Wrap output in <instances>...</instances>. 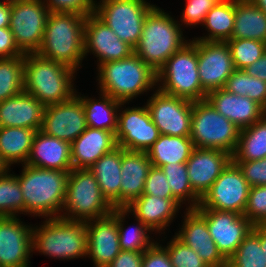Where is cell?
<instances>
[{"label":"cell","mask_w":266,"mask_h":267,"mask_svg":"<svg viewBox=\"0 0 266 267\" xmlns=\"http://www.w3.org/2000/svg\"><path fill=\"white\" fill-rule=\"evenodd\" d=\"M86 16L74 12H50L39 50L40 57L63 64L74 71L83 66Z\"/></svg>","instance_id":"cell-1"},{"label":"cell","mask_w":266,"mask_h":267,"mask_svg":"<svg viewBox=\"0 0 266 267\" xmlns=\"http://www.w3.org/2000/svg\"><path fill=\"white\" fill-rule=\"evenodd\" d=\"M17 178L24 197V215L61 217L69 173L23 164Z\"/></svg>","instance_id":"cell-2"},{"label":"cell","mask_w":266,"mask_h":267,"mask_svg":"<svg viewBox=\"0 0 266 267\" xmlns=\"http://www.w3.org/2000/svg\"><path fill=\"white\" fill-rule=\"evenodd\" d=\"M178 18L155 6L146 16L134 53L156 73L190 39L184 36Z\"/></svg>","instance_id":"cell-3"},{"label":"cell","mask_w":266,"mask_h":267,"mask_svg":"<svg viewBox=\"0 0 266 267\" xmlns=\"http://www.w3.org/2000/svg\"><path fill=\"white\" fill-rule=\"evenodd\" d=\"M97 68L99 91L115 100L132 102L157 88V74L135 53L130 57L103 63ZM146 92V93H145Z\"/></svg>","instance_id":"cell-4"},{"label":"cell","mask_w":266,"mask_h":267,"mask_svg":"<svg viewBox=\"0 0 266 267\" xmlns=\"http://www.w3.org/2000/svg\"><path fill=\"white\" fill-rule=\"evenodd\" d=\"M75 75L77 72L71 68L36 53L24 55V92L31 94L45 107L75 95Z\"/></svg>","instance_id":"cell-5"},{"label":"cell","mask_w":266,"mask_h":267,"mask_svg":"<svg viewBox=\"0 0 266 267\" xmlns=\"http://www.w3.org/2000/svg\"><path fill=\"white\" fill-rule=\"evenodd\" d=\"M36 252L55 260L86 259V222L44 218L39 226L33 225L32 253Z\"/></svg>","instance_id":"cell-6"},{"label":"cell","mask_w":266,"mask_h":267,"mask_svg":"<svg viewBox=\"0 0 266 267\" xmlns=\"http://www.w3.org/2000/svg\"><path fill=\"white\" fill-rule=\"evenodd\" d=\"M157 74V89L161 92L191 101L206 100L198 74L196 44L190 39L176 51Z\"/></svg>","instance_id":"cell-7"},{"label":"cell","mask_w":266,"mask_h":267,"mask_svg":"<svg viewBox=\"0 0 266 267\" xmlns=\"http://www.w3.org/2000/svg\"><path fill=\"white\" fill-rule=\"evenodd\" d=\"M113 209L89 169L70 171L61 214L63 219L87 222L105 217L112 213Z\"/></svg>","instance_id":"cell-8"},{"label":"cell","mask_w":266,"mask_h":267,"mask_svg":"<svg viewBox=\"0 0 266 267\" xmlns=\"http://www.w3.org/2000/svg\"><path fill=\"white\" fill-rule=\"evenodd\" d=\"M240 129L221 115L207 100L194 101L190 139L196 148H208L234 154Z\"/></svg>","instance_id":"cell-9"},{"label":"cell","mask_w":266,"mask_h":267,"mask_svg":"<svg viewBox=\"0 0 266 267\" xmlns=\"http://www.w3.org/2000/svg\"><path fill=\"white\" fill-rule=\"evenodd\" d=\"M155 6L156 4L147 0H96L94 14L121 41L135 48L139 43L145 18Z\"/></svg>","instance_id":"cell-10"},{"label":"cell","mask_w":266,"mask_h":267,"mask_svg":"<svg viewBox=\"0 0 266 267\" xmlns=\"http://www.w3.org/2000/svg\"><path fill=\"white\" fill-rule=\"evenodd\" d=\"M49 13L43 0H14L11 4L9 28L24 54L39 50Z\"/></svg>","instance_id":"cell-11"},{"label":"cell","mask_w":266,"mask_h":267,"mask_svg":"<svg viewBox=\"0 0 266 267\" xmlns=\"http://www.w3.org/2000/svg\"><path fill=\"white\" fill-rule=\"evenodd\" d=\"M251 186L231 161L203 196L196 209H213L244 214Z\"/></svg>","instance_id":"cell-12"},{"label":"cell","mask_w":266,"mask_h":267,"mask_svg":"<svg viewBox=\"0 0 266 267\" xmlns=\"http://www.w3.org/2000/svg\"><path fill=\"white\" fill-rule=\"evenodd\" d=\"M126 104L129 105V102H122L119 107L115 134L117 146L125 150L146 152L159 138V129L153 123L146 104L142 107H126Z\"/></svg>","instance_id":"cell-13"},{"label":"cell","mask_w":266,"mask_h":267,"mask_svg":"<svg viewBox=\"0 0 266 267\" xmlns=\"http://www.w3.org/2000/svg\"><path fill=\"white\" fill-rule=\"evenodd\" d=\"M152 92L145 104L160 134L190 137L194 101L165 94L157 88Z\"/></svg>","instance_id":"cell-14"},{"label":"cell","mask_w":266,"mask_h":267,"mask_svg":"<svg viewBox=\"0 0 266 267\" xmlns=\"http://www.w3.org/2000/svg\"><path fill=\"white\" fill-rule=\"evenodd\" d=\"M208 226L218 251L228 260L240 243L253 229V224L244 216L232 211L194 209Z\"/></svg>","instance_id":"cell-15"},{"label":"cell","mask_w":266,"mask_h":267,"mask_svg":"<svg viewBox=\"0 0 266 267\" xmlns=\"http://www.w3.org/2000/svg\"><path fill=\"white\" fill-rule=\"evenodd\" d=\"M191 40L196 44L198 74L204 91L208 94L224 88L228 77L236 70L228 44Z\"/></svg>","instance_id":"cell-16"},{"label":"cell","mask_w":266,"mask_h":267,"mask_svg":"<svg viewBox=\"0 0 266 267\" xmlns=\"http://www.w3.org/2000/svg\"><path fill=\"white\" fill-rule=\"evenodd\" d=\"M20 217H0V267H30L33 225Z\"/></svg>","instance_id":"cell-17"},{"label":"cell","mask_w":266,"mask_h":267,"mask_svg":"<svg viewBox=\"0 0 266 267\" xmlns=\"http://www.w3.org/2000/svg\"><path fill=\"white\" fill-rule=\"evenodd\" d=\"M87 127L84 106L75 94L66 101L45 107L40 131L71 144Z\"/></svg>","instance_id":"cell-18"},{"label":"cell","mask_w":266,"mask_h":267,"mask_svg":"<svg viewBox=\"0 0 266 267\" xmlns=\"http://www.w3.org/2000/svg\"><path fill=\"white\" fill-rule=\"evenodd\" d=\"M97 58V67L103 63L130 57L134 48L120 38L94 13L86 16L84 28V56Z\"/></svg>","instance_id":"cell-19"},{"label":"cell","mask_w":266,"mask_h":267,"mask_svg":"<svg viewBox=\"0 0 266 267\" xmlns=\"http://www.w3.org/2000/svg\"><path fill=\"white\" fill-rule=\"evenodd\" d=\"M87 229V257L93 267H107L120 253L117 208L109 215L89 220Z\"/></svg>","instance_id":"cell-20"},{"label":"cell","mask_w":266,"mask_h":267,"mask_svg":"<svg viewBox=\"0 0 266 267\" xmlns=\"http://www.w3.org/2000/svg\"><path fill=\"white\" fill-rule=\"evenodd\" d=\"M182 225L175 236L193 249L208 267H227V260L218 251L206 221L194 210L183 212Z\"/></svg>","instance_id":"cell-21"},{"label":"cell","mask_w":266,"mask_h":267,"mask_svg":"<svg viewBox=\"0 0 266 267\" xmlns=\"http://www.w3.org/2000/svg\"><path fill=\"white\" fill-rule=\"evenodd\" d=\"M231 161L232 156L225 151L195 147L186 161L193 192L202 199Z\"/></svg>","instance_id":"cell-22"},{"label":"cell","mask_w":266,"mask_h":267,"mask_svg":"<svg viewBox=\"0 0 266 267\" xmlns=\"http://www.w3.org/2000/svg\"><path fill=\"white\" fill-rule=\"evenodd\" d=\"M183 208L173 198H162L153 195L142 194L125 209L130 216L141 220L155 235H165L173 219L179 215V210Z\"/></svg>","instance_id":"cell-23"},{"label":"cell","mask_w":266,"mask_h":267,"mask_svg":"<svg viewBox=\"0 0 266 267\" xmlns=\"http://www.w3.org/2000/svg\"><path fill=\"white\" fill-rule=\"evenodd\" d=\"M206 100L240 130L266 115V110L247 96H238L221 88L207 94Z\"/></svg>","instance_id":"cell-24"},{"label":"cell","mask_w":266,"mask_h":267,"mask_svg":"<svg viewBox=\"0 0 266 267\" xmlns=\"http://www.w3.org/2000/svg\"><path fill=\"white\" fill-rule=\"evenodd\" d=\"M117 147L111 131L87 127L71 144L73 169H88L104 154Z\"/></svg>","instance_id":"cell-25"},{"label":"cell","mask_w":266,"mask_h":267,"mask_svg":"<svg viewBox=\"0 0 266 267\" xmlns=\"http://www.w3.org/2000/svg\"><path fill=\"white\" fill-rule=\"evenodd\" d=\"M151 166L147 152L130 151L121 147L120 208H126L143 194Z\"/></svg>","instance_id":"cell-26"},{"label":"cell","mask_w":266,"mask_h":267,"mask_svg":"<svg viewBox=\"0 0 266 267\" xmlns=\"http://www.w3.org/2000/svg\"><path fill=\"white\" fill-rule=\"evenodd\" d=\"M45 106L26 92L0 102V127L41 130Z\"/></svg>","instance_id":"cell-27"},{"label":"cell","mask_w":266,"mask_h":267,"mask_svg":"<svg viewBox=\"0 0 266 267\" xmlns=\"http://www.w3.org/2000/svg\"><path fill=\"white\" fill-rule=\"evenodd\" d=\"M26 164L41 169L70 172L73 169L70 143L39 130L35 133Z\"/></svg>","instance_id":"cell-28"},{"label":"cell","mask_w":266,"mask_h":267,"mask_svg":"<svg viewBox=\"0 0 266 267\" xmlns=\"http://www.w3.org/2000/svg\"><path fill=\"white\" fill-rule=\"evenodd\" d=\"M88 169L96 177L107 201L113 208H120L121 147L104 154Z\"/></svg>","instance_id":"cell-29"},{"label":"cell","mask_w":266,"mask_h":267,"mask_svg":"<svg viewBox=\"0 0 266 267\" xmlns=\"http://www.w3.org/2000/svg\"><path fill=\"white\" fill-rule=\"evenodd\" d=\"M37 130L0 127V162L5 168L26 164Z\"/></svg>","instance_id":"cell-30"},{"label":"cell","mask_w":266,"mask_h":267,"mask_svg":"<svg viewBox=\"0 0 266 267\" xmlns=\"http://www.w3.org/2000/svg\"><path fill=\"white\" fill-rule=\"evenodd\" d=\"M76 95L84 106L87 125L92 128L111 131L116 134L118 128V113L121 101L115 100L111 96L99 91L98 97H88L84 94ZM99 98V99H97Z\"/></svg>","instance_id":"cell-31"},{"label":"cell","mask_w":266,"mask_h":267,"mask_svg":"<svg viewBox=\"0 0 266 267\" xmlns=\"http://www.w3.org/2000/svg\"><path fill=\"white\" fill-rule=\"evenodd\" d=\"M231 39H252L266 43V14L249 0H235Z\"/></svg>","instance_id":"cell-32"},{"label":"cell","mask_w":266,"mask_h":267,"mask_svg":"<svg viewBox=\"0 0 266 267\" xmlns=\"http://www.w3.org/2000/svg\"><path fill=\"white\" fill-rule=\"evenodd\" d=\"M194 148L190 137L160 134L146 152L151 165L161 167L170 163H186Z\"/></svg>","instance_id":"cell-33"},{"label":"cell","mask_w":266,"mask_h":267,"mask_svg":"<svg viewBox=\"0 0 266 267\" xmlns=\"http://www.w3.org/2000/svg\"><path fill=\"white\" fill-rule=\"evenodd\" d=\"M235 22V0L217 3L206 15L202 25L208 33L193 39L209 42H227L232 38Z\"/></svg>","instance_id":"cell-34"},{"label":"cell","mask_w":266,"mask_h":267,"mask_svg":"<svg viewBox=\"0 0 266 267\" xmlns=\"http://www.w3.org/2000/svg\"><path fill=\"white\" fill-rule=\"evenodd\" d=\"M266 157V115L241 129L232 161H255Z\"/></svg>","instance_id":"cell-35"},{"label":"cell","mask_w":266,"mask_h":267,"mask_svg":"<svg viewBox=\"0 0 266 267\" xmlns=\"http://www.w3.org/2000/svg\"><path fill=\"white\" fill-rule=\"evenodd\" d=\"M130 213L125 208H117V223L119 243L121 250L144 252L156 240L151 236L153 233L141 220L133 219L136 224L127 227L125 220L129 217ZM127 216V217H126ZM127 227V228H126ZM152 237V238H151Z\"/></svg>","instance_id":"cell-36"},{"label":"cell","mask_w":266,"mask_h":267,"mask_svg":"<svg viewBox=\"0 0 266 267\" xmlns=\"http://www.w3.org/2000/svg\"><path fill=\"white\" fill-rule=\"evenodd\" d=\"M160 168L167 177L173 199L181 205L185 204V210L196 209L200 205L201 199L193 192L186 163H170Z\"/></svg>","instance_id":"cell-37"},{"label":"cell","mask_w":266,"mask_h":267,"mask_svg":"<svg viewBox=\"0 0 266 267\" xmlns=\"http://www.w3.org/2000/svg\"><path fill=\"white\" fill-rule=\"evenodd\" d=\"M11 168L0 172V217L24 215V197L17 178Z\"/></svg>","instance_id":"cell-38"},{"label":"cell","mask_w":266,"mask_h":267,"mask_svg":"<svg viewBox=\"0 0 266 267\" xmlns=\"http://www.w3.org/2000/svg\"><path fill=\"white\" fill-rule=\"evenodd\" d=\"M223 89L238 96H247L266 110V82L250 76L245 70L232 72Z\"/></svg>","instance_id":"cell-39"},{"label":"cell","mask_w":266,"mask_h":267,"mask_svg":"<svg viewBox=\"0 0 266 267\" xmlns=\"http://www.w3.org/2000/svg\"><path fill=\"white\" fill-rule=\"evenodd\" d=\"M24 91V56L0 58V102Z\"/></svg>","instance_id":"cell-40"},{"label":"cell","mask_w":266,"mask_h":267,"mask_svg":"<svg viewBox=\"0 0 266 267\" xmlns=\"http://www.w3.org/2000/svg\"><path fill=\"white\" fill-rule=\"evenodd\" d=\"M259 235L252 229L227 260V267H266Z\"/></svg>","instance_id":"cell-41"},{"label":"cell","mask_w":266,"mask_h":267,"mask_svg":"<svg viewBox=\"0 0 266 267\" xmlns=\"http://www.w3.org/2000/svg\"><path fill=\"white\" fill-rule=\"evenodd\" d=\"M231 50L236 69L244 70L266 52V43L252 39H229L226 42Z\"/></svg>","instance_id":"cell-42"},{"label":"cell","mask_w":266,"mask_h":267,"mask_svg":"<svg viewBox=\"0 0 266 267\" xmlns=\"http://www.w3.org/2000/svg\"><path fill=\"white\" fill-rule=\"evenodd\" d=\"M163 246L167 249L173 267H208L193 249L175 235Z\"/></svg>","instance_id":"cell-43"},{"label":"cell","mask_w":266,"mask_h":267,"mask_svg":"<svg viewBox=\"0 0 266 267\" xmlns=\"http://www.w3.org/2000/svg\"><path fill=\"white\" fill-rule=\"evenodd\" d=\"M254 226L266 225V185L250 188L243 214Z\"/></svg>","instance_id":"cell-44"},{"label":"cell","mask_w":266,"mask_h":267,"mask_svg":"<svg viewBox=\"0 0 266 267\" xmlns=\"http://www.w3.org/2000/svg\"><path fill=\"white\" fill-rule=\"evenodd\" d=\"M178 21L182 28L202 26L207 13L217 4L214 0H186ZM185 25V26H184Z\"/></svg>","instance_id":"cell-45"},{"label":"cell","mask_w":266,"mask_h":267,"mask_svg":"<svg viewBox=\"0 0 266 267\" xmlns=\"http://www.w3.org/2000/svg\"><path fill=\"white\" fill-rule=\"evenodd\" d=\"M143 194L162 198H173L167 177L160 167L151 166L145 180Z\"/></svg>","instance_id":"cell-46"},{"label":"cell","mask_w":266,"mask_h":267,"mask_svg":"<svg viewBox=\"0 0 266 267\" xmlns=\"http://www.w3.org/2000/svg\"><path fill=\"white\" fill-rule=\"evenodd\" d=\"M50 12L94 13L96 0H43Z\"/></svg>","instance_id":"cell-47"},{"label":"cell","mask_w":266,"mask_h":267,"mask_svg":"<svg viewBox=\"0 0 266 267\" xmlns=\"http://www.w3.org/2000/svg\"><path fill=\"white\" fill-rule=\"evenodd\" d=\"M241 170L248 184L266 185V157L255 161H233Z\"/></svg>","instance_id":"cell-48"},{"label":"cell","mask_w":266,"mask_h":267,"mask_svg":"<svg viewBox=\"0 0 266 267\" xmlns=\"http://www.w3.org/2000/svg\"><path fill=\"white\" fill-rule=\"evenodd\" d=\"M165 236H160L161 240L157 239L144 251L142 267H173L167 249L162 245L167 238V235Z\"/></svg>","instance_id":"cell-49"},{"label":"cell","mask_w":266,"mask_h":267,"mask_svg":"<svg viewBox=\"0 0 266 267\" xmlns=\"http://www.w3.org/2000/svg\"><path fill=\"white\" fill-rule=\"evenodd\" d=\"M24 55L18 48L10 28H0V58H14Z\"/></svg>","instance_id":"cell-50"},{"label":"cell","mask_w":266,"mask_h":267,"mask_svg":"<svg viewBox=\"0 0 266 267\" xmlns=\"http://www.w3.org/2000/svg\"><path fill=\"white\" fill-rule=\"evenodd\" d=\"M144 252L121 250L107 267H142Z\"/></svg>","instance_id":"cell-51"},{"label":"cell","mask_w":266,"mask_h":267,"mask_svg":"<svg viewBox=\"0 0 266 267\" xmlns=\"http://www.w3.org/2000/svg\"><path fill=\"white\" fill-rule=\"evenodd\" d=\"M250 76L266 82V52L253 64L244 69Z\"/></svg>","instance_id":"cell-52"},{"label":"cell","mask_w":266,"mask_h":267,"mask_svg":"<svg viewBox=\"0 0 266 267\" xmlns=\"http://www.w3.org/2000/svg\"><path fill=\"white\" fill-rule=\"evenodd\" d=\"M11 4L0 3V28L9 27Z\"/></svg>","instance_id":"cell-53"},{"label":"cell","mask_w":266,"mask_h":267,"mask_svg":"<svg viewBox=\"0 0 266 267\" xmlns=\"http://www.w3.org/2000/svg\"><path fill=\"white\" fill-rule=\"evenodd\" d=\"M253 230L259 235L261 248L266 256V225L253 226Z\"/></svg>","instance_id":"cell-54"},{"label":"cell","mask_w":266,"mask_h":267,"mask_svg":"<svg viewBox=\"0 0 266 267\" xmlns=\"http://www.w3.org/2000/svg\"><path fill=\"white\" fill-rule=\"evenodd\" d=\"M253 5L259 7L266 14V0H249Z\"/></svg>","instance_id":"cell-55"},{"label":"cell","mask_w":266,"mask_h":267,"mask_svg":"<svg viewBox=\"0 0 266 267\" xmlns=\"http://www.w3.org/2000/svg\"><path fill=\"white\" fill-rule=\"evenodd\" d=\"M14 0H0V3L12 4Z\"/></svg>","instance_id":"cell-56"},{"label":"cell","mask_w":266,"mask_h":267,"mask_svg":"<svg viewBox=\"0 0 266 267\" xmlns=\"http://www.w3.org/2000/svg\"><path fill=\"white\" fill-rule=\"evenodd\" d=\"M5 169V167L3 166V164L0 162V172L3 171Z\"/></svg>","instance_id":"cell-57"},{"label":"cell","mask_w":266,"mask_h":267,"mask_svg":"<svg viewBox=\"0 0 266 267\" xmlns=\"http://www.w3.org/2000/svg\"><path fill=\"white\" fill-rule=\"evenodd\" d=\"M214 1H216L217 3H221V2L228 1V0H214Z\"/></svg>","instance_id":"cell-58"}]
</instances>
